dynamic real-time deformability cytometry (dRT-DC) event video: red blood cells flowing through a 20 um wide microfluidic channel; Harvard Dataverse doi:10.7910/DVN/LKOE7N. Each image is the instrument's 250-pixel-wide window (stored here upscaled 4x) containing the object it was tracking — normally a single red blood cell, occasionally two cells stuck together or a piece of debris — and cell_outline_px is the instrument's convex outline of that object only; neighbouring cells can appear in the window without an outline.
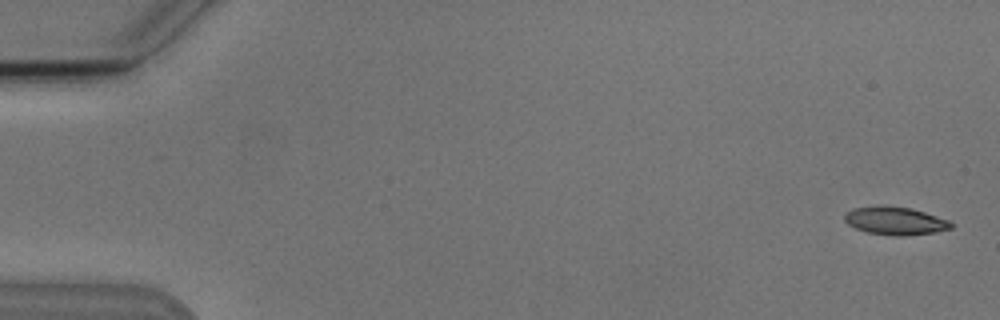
{"species": "Egyptian fruit bat (a non-hibernating species)", "species_latin": "Rousettus aegyptiacus", "temperature_condition": "cold", "stored_images_in_passage": 9, "camera_frame_rate_fps": 3000, "um_per_image_px": 0.085, "animal": {"sex": "male"}, "frame": {"image": 1, "passage_image": 1, "time_ms": 0.0, "image_size_px": [1000, 320], "cell_outline_px": [[952, 228], [936, 232], [904, 236], [892, 236], [868, 232], [856, 228], [848, 224], [844, 220], [844, 216], [852, 208], [880, 204], [884, 204], [912, 208], [948, 220], [952, 224]], "centroid_in_image_um": [76.07, 18.75], "position_along_channel_um": 8.9, "area_um2": 17.57}}
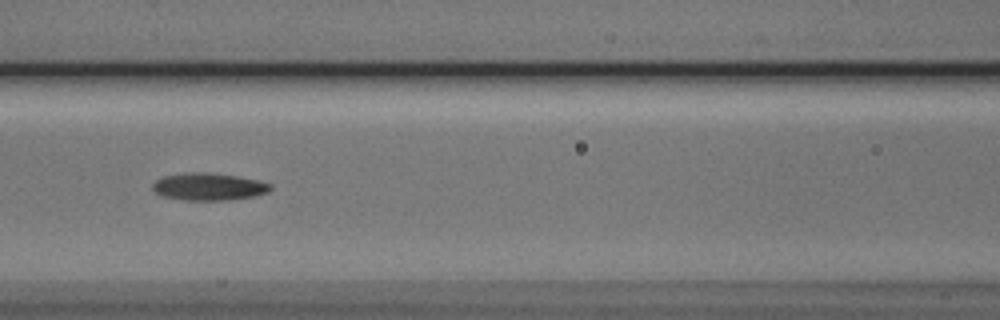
{"frame": {"image": 2, "passage_image": 7, "time_ms": 7.667, "image_size_px": [1000, 320], "cell_outline_px": [[272, 188], [268, 192], [252, 196], [232, 200], [184, 200], [164, 196], [156, 192], [152, 188], [152, 184], [156, 180], [164, 176], [188, 172], [212, 172], [260, 180], [272, 184]], "centroid_in_image_um": [17.77, 15.86], "position_along_channel_um": 148.8, "area_um2": 18.84}}
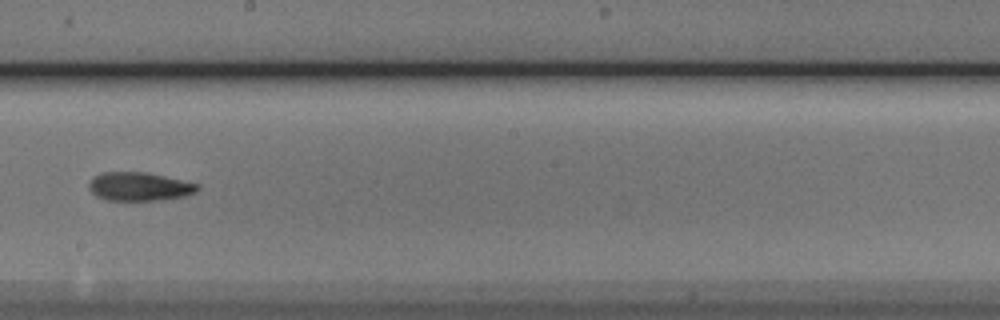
{"frame": {"image": 3, "passage_image": 9, "time_ms": 10.0, "image_size_px": [1000, 320], "cell_outline_px": [[200, 188], [196, 192], [184, 196], [164, 200], [108, 200], [96, 196], [88, 188], [88, 184], [92, 176], [100, 172], [144, 172], [164, 176], [200, 184]], "centroid_in_image_um": [11.83, 15.85], "position_along_channel_um": 236.4, "area_um2": 18.21}}